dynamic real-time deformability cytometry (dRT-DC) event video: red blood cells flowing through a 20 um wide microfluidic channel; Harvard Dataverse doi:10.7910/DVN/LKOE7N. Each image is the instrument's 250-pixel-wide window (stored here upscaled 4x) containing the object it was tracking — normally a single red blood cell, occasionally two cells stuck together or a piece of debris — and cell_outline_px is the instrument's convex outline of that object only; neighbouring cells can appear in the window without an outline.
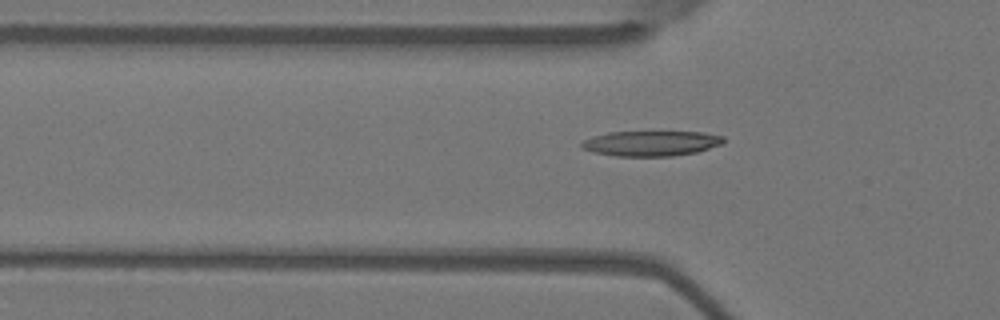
{"species": "Egyptian fruit bat (a non-hibernating species)", "species_latin": "Rousettus aegyptiacus", "temperature_condition": "warm", "stored_images_in_passage": 52, "camera_frame_rate_fps": 3000, "um_per_image_px": 0.085, "animal": {"sex": "female"}, "frame": {"image": 1, "passage_image": 17, "time_ms": 5.333, "image_size_px": [1000, 320], "cell_outline_px": [[724, 140], [720, 144], [696, 152], [672, 156], [616, 156], [592, 152], [584, 148], [580, 144], [584, 140], [592, 136], [608, 132], [700, 132], [724, 136]], "centroid_in_image_um": [55.31, 12.18], "position_along_channel_um": 70.5, "area_um2": 20.63}}
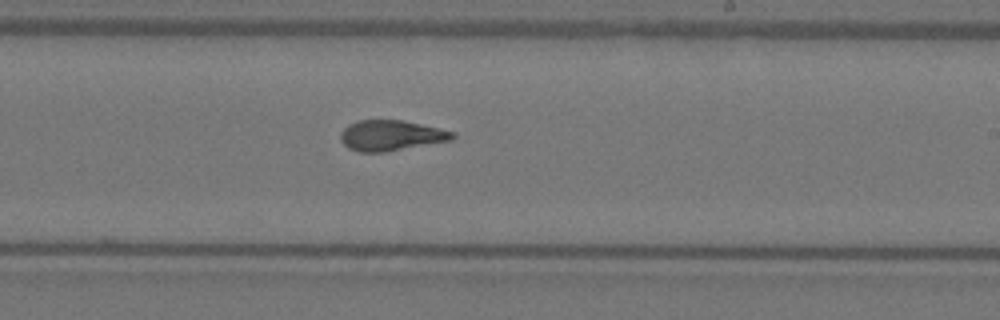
{"frame": {"image": 2, "passage_image": 32, "time_ms": 10.333, "image_size_px": [1000, 320], "cell_outline_px": [[456, 136], [452, 140], [384, 152], [360, 152], [348, 148], [340, 140], [340, 132], [348, 124], [360, 120], [404, 120], [456, 132]], "centroid_in_image_um": [33.23, 11.51], "position_along_channel_um": 255.8, "area_um2": 19.94}}
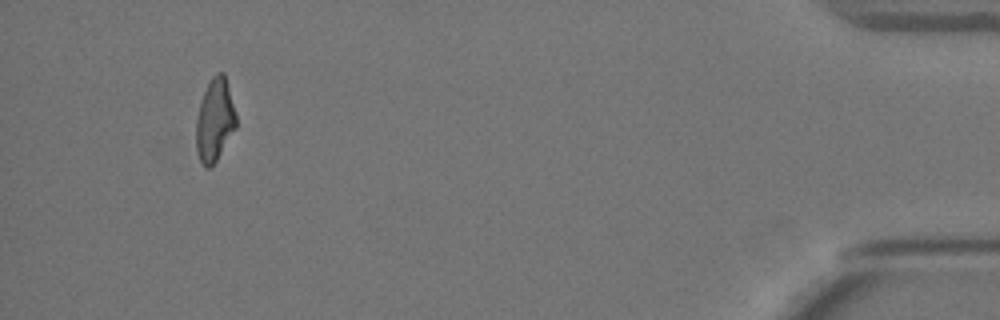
{"frame": {"image": 3, "passage_image": 51, "time_ms": 16.667, "image_size_px": [1000, 320], "cell_outline_px": [[236, 128], [216, 160], [208, 168], [204, 168], [200, 160], [196, 148], [196, 120], [200, 104], [204, 92], [212, 76], [216, 72], [224, 72], [236, 112]], "centroid_in_image_um": [18.26, 10.19], "position_along_channel_um": 416.9, "area_um2": 19.13}, "authors_computed_cell_mechanics": {"area_um2": 20.0855, "velocity_mm_per_s": 3.6922, "shape_relaxation_time_tau1_ms": 7.337, "shape_relaxation_time_tau2_ms": 1.619, "deformation_change_tau1": 0.2301, "deformation_change_tau2": 0.1016}}